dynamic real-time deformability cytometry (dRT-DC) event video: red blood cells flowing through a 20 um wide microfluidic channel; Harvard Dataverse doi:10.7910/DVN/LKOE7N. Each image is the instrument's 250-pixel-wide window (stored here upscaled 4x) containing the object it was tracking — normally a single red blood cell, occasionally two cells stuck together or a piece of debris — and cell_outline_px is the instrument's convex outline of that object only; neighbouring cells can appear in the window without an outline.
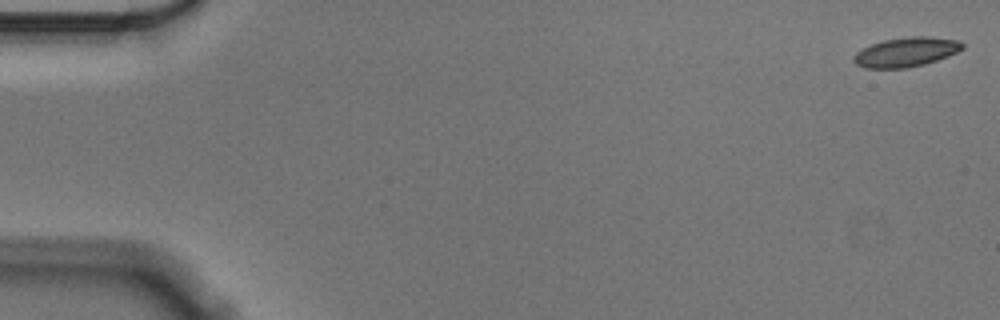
{"species": "Egyptian fruit bat (a non-hibernating species)", "species_latin": "Rousettus aegyptiacus", "temperature_condition": "cold", "stored_images_in_passage": 57, "camera_frame_rate_fps": 3000, "um_per_image_px": 0.085, "animal": {"sex": "male"}, "frame": {"image": 1, "passage_image": 1, "time_ms": 0.0, "image_size_px": [1000, 320], "cell_outline_px": [[964, 48], [948, 56], [924, 64], [908, 68], [864, 68], [856, 64], [852, 60], [852, 56], [856, 52], [872, 44], [884, 40], [908, 36], [928, 36], [956, 40], [964, 44]], "centroid_in_image_um": [76.99, 4.43], "position_along_channel_um": 8.0, "area_um2": 18.61}}
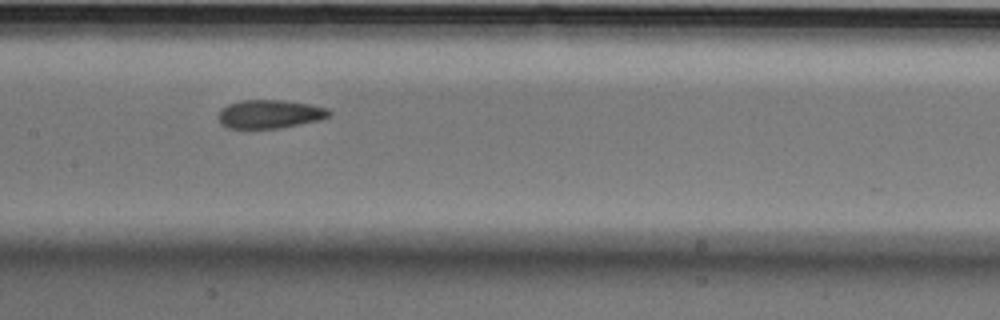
{"frame": {"image": 2, "passage_image": 28, "time_ms": 9.0, "image_size_px": [1000, 320], "cell_outline_px": [[332, 116], [320, 120], [280, 128], [228, 128], [220, 124], [216, 116], [228, 104], [240, 100], [284, 100], [308, 104], [328, 108], [332, 112]], "centroid_in_image_um": [22.95, 9.7], "position_along_channel_um": 184.5, "area_um2": 18.55}}
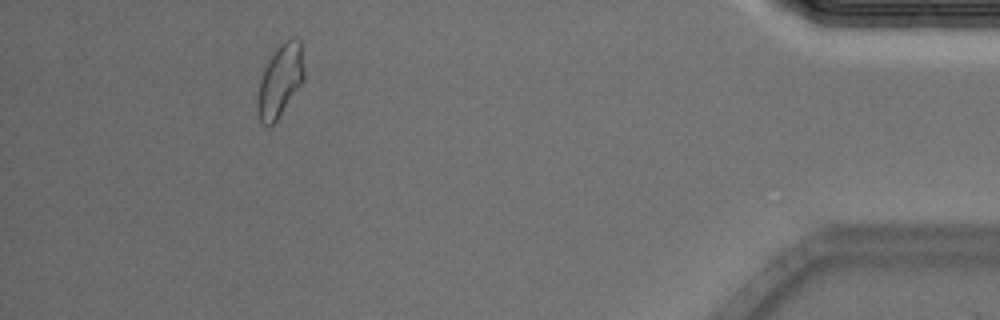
{"frame": {"image": 3, "passage_image": 52, "time_ms": 17.0, "image_size_px": [1000, 320], "cell_outline_px": [[304, 80], [276, 120], [268, 128], [260, 120], [256, 108], [256, 104], [260, 80], [264, 68], [268, 60], [276, 48], [284, 40], [292, 36], [300, 40], [304, 68]], "centroid_in_image_um": [23.8, 6.82], "position_along_channel_um": 411.4, "area_um2": 19.59}, "authors_computed_cell_mechanics": {"area_um2": 18.9006, "velocity_mm_per_s": 3.5358, "shape_relaxation_time_tau1_ms": null, "shape_relaxation_time_tau2_ms": 2.6195, "deformation_change_tau1": null, "deformation_change_tau2": 0.071}}